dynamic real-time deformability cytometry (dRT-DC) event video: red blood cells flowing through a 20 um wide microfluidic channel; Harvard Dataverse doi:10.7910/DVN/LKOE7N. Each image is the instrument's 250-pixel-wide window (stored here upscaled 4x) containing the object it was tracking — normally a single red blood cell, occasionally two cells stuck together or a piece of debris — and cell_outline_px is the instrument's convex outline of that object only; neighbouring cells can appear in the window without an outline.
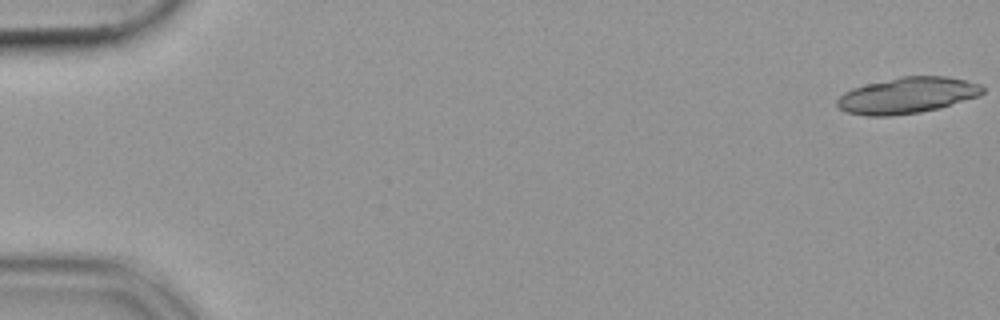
{"species": "common noctule bat (a hibernating species)", "species_latin": "Nyctalus noctula", "temperature_condition": "cold", "stored_images_in_passage": 20, "camera_frame_rate_fps": 3000, "um_per_image_px": 0.085, "animal": {"sex": "female", "body_mass_g": 19.9}, "frame": {"image": 1, "passage_image": 1, "time_ms": 0.0, "image_size_px": [1000, 320], "cell_outline_px": [[984, 92], [980, 96], [940, 108], [920, 112], [892, 116], [864, 116], [848, 112], [840, 108], [836, 104], [836, 100], [844, 92], [852, 88], [900, 76], [948, 76], [980, 84], [984, 88]], "centroid_in_image_um": [77.13, 8.11], "position_along_channel_um": 7.9, "area_um2": 30.69}}